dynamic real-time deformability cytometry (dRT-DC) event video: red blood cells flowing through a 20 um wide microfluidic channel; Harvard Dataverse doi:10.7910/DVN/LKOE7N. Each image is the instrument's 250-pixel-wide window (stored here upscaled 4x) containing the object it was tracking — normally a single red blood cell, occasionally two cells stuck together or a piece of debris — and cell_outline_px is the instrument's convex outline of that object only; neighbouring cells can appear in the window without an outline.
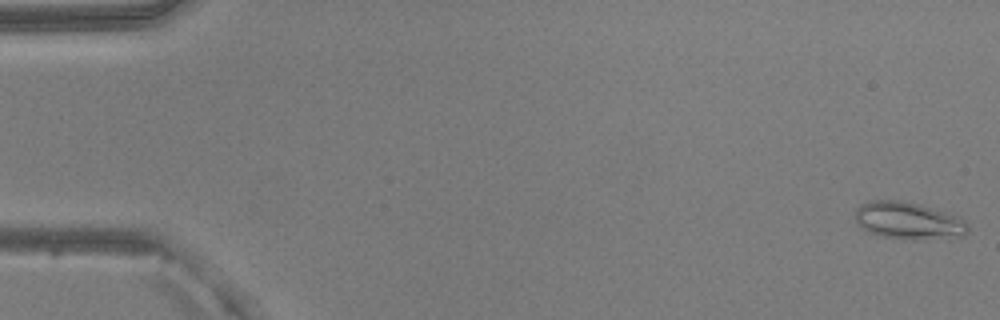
{"species": "common noctule bat (a hibernating species)", "species_latin": "Nyctalus noctula", "temperature_condition": "warm", "stored_images_in_passage": 51, "camera_frame_rate_fps": 3000, "um_per_image_px": 0.085, "animal": {"sex": "male", "body_mass_g": 20.5, "forearm_length_mm": 52.5}, "frame": {"image": 1, "passage_image": 1, "time_ms": 0.0, "image_size_px": [1000, 320], "cell_outline_px": [[968, 232], [964, 236], [916, 240], [912, 240], [880, 236], [860, 228], [856, 220], [856, 208], [860, 204], [868, 200], [900, 200], [920, 204], [956, 216], [964, 220], [968, 224]], "centroid_in_image_um": [77.19, 18.76], "position_along_channel_um": 7.8, "area_um2": 24.57}}
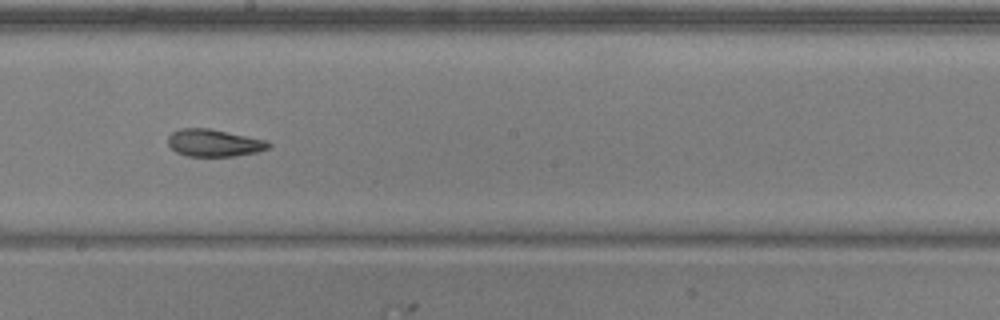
{"frame": {"image": 2, "passage_image": 29, "time_ms": 9.333, "image_size_px": [1000, 320], "cell_outline_px": [[272, 144], [268, 148], [256, 152], [232, 156], [188, 156], [176, 152], [168, 144], [168, 136], [172, 132], [180, 128], [208, 128], [268, 140]], "centroid_in_image_um": [18.19, 12.14], "position_along_channel_um": 230.0, "area_um2": 15.95}}
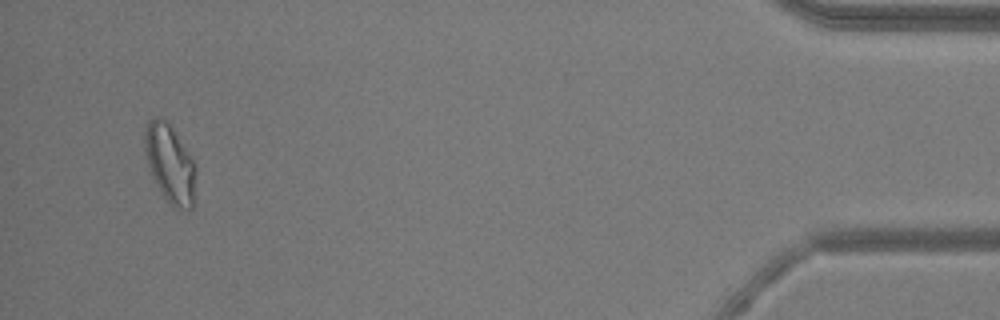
{"frame": {"image": 3, "passage_image": 49, "time_ms": 16.0, "image_size_px": [1000, 320], "cell_outline_px": [[196, 172], [192, 208], [176, 208], [164, 196], [156, 184], [152, 176], [148, 164], [144, 148], [144, 128], [148, 120], [152, 116], [160, 116], [172, 128], [192, 160]], "centroid_in_image_um": [14.4, 13.86], "position_along_channel_um": 420.8, "area_um2": 22.77}, "authors_computed_cell_mechanics": {"area_um2": 18.0336, "velocity_mm_per_s": 3.9827, "shape_relaxation_time_tau1_ms": 9.7357, "shape_relaxation_time_tau2_ms": 2.2078, "deformation_change_tau1": 0.2087, "deformation_change_tau2": 0.0931}}